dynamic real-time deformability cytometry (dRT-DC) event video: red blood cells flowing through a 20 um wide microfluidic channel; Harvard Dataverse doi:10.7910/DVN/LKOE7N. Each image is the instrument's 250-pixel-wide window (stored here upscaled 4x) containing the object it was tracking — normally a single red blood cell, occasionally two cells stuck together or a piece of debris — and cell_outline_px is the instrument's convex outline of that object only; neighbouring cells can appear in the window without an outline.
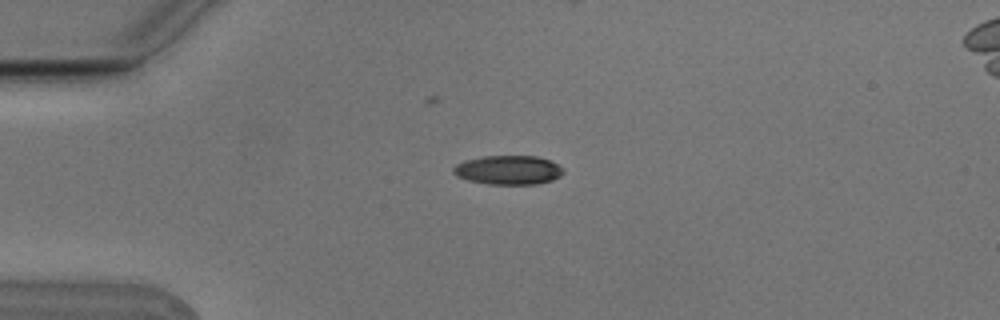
{"species": "Egyptian fruit bat (a non-hibernating species)", "species_latin": "Rousettus aegyptiacus", "temperature_condition": "cold", "stored_images_in_passage": 10, "camera_frame_rate_fps": 3000, "um_per_image_px": 0.085, "animal": {"sex": "male"}, "frame": {"image": 1, "passage_image": 3, "time_ms": 0.667, "image_size_px": [1000, 320], "cell_outline_px": [[564, 172], [560, 176], [552, 180], [536, 184], [488, 184], [468, 180], [456, 176], [452, 172], [452, 168], [456, 164], [464, 160], [484, 156], [536, 156], [548, 160], [564, 168]], "centroid_in_image_um": [43.18, 14.45], "position_along_channel_um": 41.8, "area_um2": 18.67}}
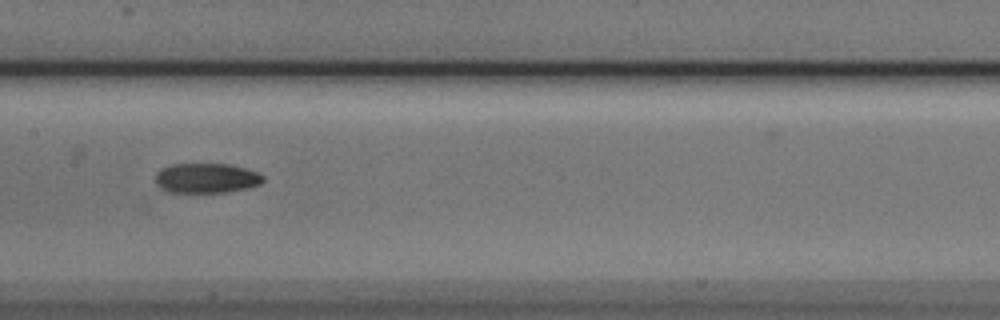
{"frame": {"image": 2, "passage_image": 7, "time_ms": 2.0, "image_size_px": [1000, 320], "cell_outline_px": [[264, 180], [260, 184], [248, 188], [228, 192], [172, 192], [160, 188], [156, 184], [156, 172], [160, 168], [172, 164], [232, 164], [256, 172], [264, 176]], "centroid_in_image_um": [17.54, 15.14], "position_along_channel_um": 189.9, "area_um2": 18.79}}
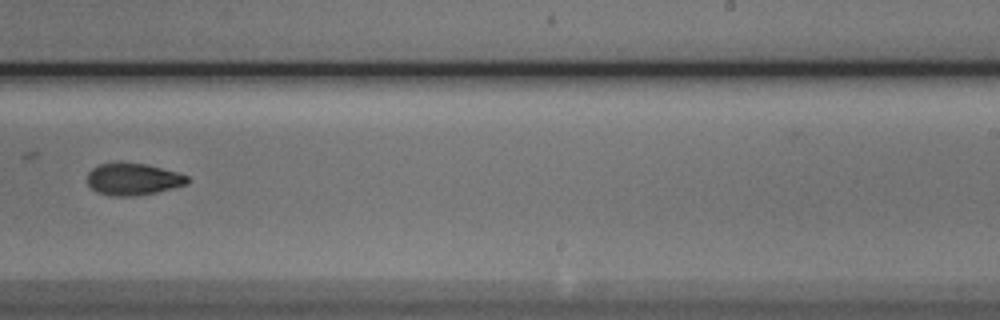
{"frame": {"image": 3, "passage_image": 9, "time_ms": 2.667, "image_size_px": [1000, 320], "cell_outline_px": [[188, 184], [156, 192], [136, 196], [112, 196], [96, 192], [88, 184], [88, 172], [92, 168], [100, 164], [144, 164], [176, 172], [188, 176]], "centroid_in_image_um": [11.3, 15.26], "position_along_channel_um": 277.7, "area_um2": 18.21}}